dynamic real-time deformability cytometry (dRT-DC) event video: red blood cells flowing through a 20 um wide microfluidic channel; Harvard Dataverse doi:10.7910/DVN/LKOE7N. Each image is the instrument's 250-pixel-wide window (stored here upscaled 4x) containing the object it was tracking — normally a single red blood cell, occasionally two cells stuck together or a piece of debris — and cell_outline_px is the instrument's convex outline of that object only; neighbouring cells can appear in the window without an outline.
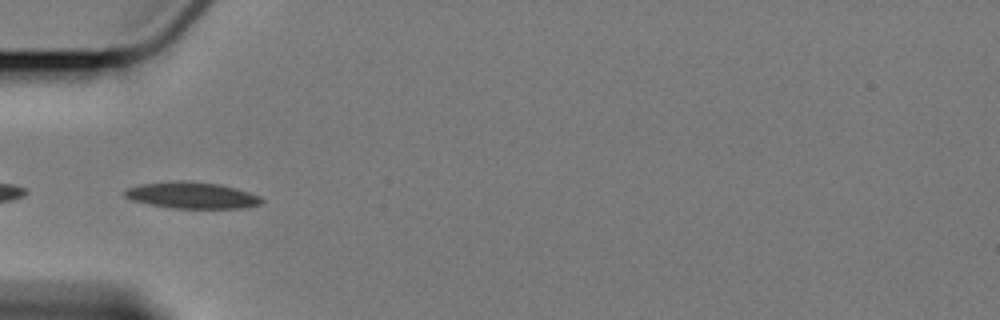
{"species": "Egyptian fruit bat (a non-hibernating species)", "species_latin": "Rousettus aegyptiacus", "temperature_condition": "cold", "stored_images_in_passage": 3, "camera_frame_rate_fps": 3000, "um_per_image_px": 0.085, "animal": {"sex": "female"}, "frame": {"image": 1, "passage_image": 3, "time_ms": 2.333, "image_size_px": [1000, 320], "cell_outline_px": [[264, 200], [260, 204], [240, 208], [172, 208], [148, 204], [132, 200], [124, 196], [124, 188], [140, 184], [176, 180], [192, 180], [220, 184], [248, 192], [260, 196]], "centroid_in_image_um": [16.26, 16.58], "position_along_channel_um": 68.7, "area_um2": 21.27}}